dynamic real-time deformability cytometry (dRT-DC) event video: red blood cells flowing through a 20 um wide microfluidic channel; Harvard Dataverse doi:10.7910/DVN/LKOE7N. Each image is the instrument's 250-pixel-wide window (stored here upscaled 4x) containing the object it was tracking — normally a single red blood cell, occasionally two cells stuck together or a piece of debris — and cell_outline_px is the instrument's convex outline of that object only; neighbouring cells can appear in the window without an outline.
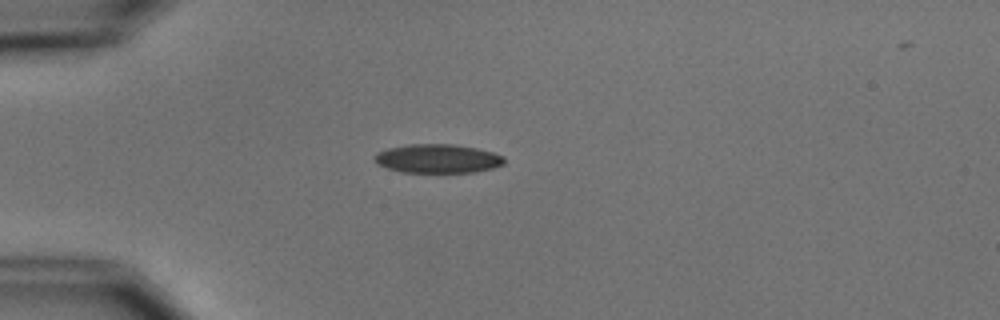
{"species": "common noctule bat (a hibernating species)", "species_latin": "Nyctalus noctula", "temperature_condition": "cold", "stored_images_in_passage": 5, "camera_frame_rate_fps": 3000, "um_per_image_px": 0.085, "animal": {"sex": "male", "body_mass_g": 15.6}, "frame": {"image": 1, "passage_image": 4, "time_ms": 3.333, "image_size_px": [1000, 320], "cell_outline_px": [[504, 164], [492, 168], [476, 172], [400, 172], [376, 164], [372, 156], [376, 152], [388, 148], [408, 144], [452, 144], [476, 148], [492, 152], [504, 156]], "centroid_in_image_um": [37.16, 13.48], "position_along_channel_um": 47.8, "area_um2": 21.91}}